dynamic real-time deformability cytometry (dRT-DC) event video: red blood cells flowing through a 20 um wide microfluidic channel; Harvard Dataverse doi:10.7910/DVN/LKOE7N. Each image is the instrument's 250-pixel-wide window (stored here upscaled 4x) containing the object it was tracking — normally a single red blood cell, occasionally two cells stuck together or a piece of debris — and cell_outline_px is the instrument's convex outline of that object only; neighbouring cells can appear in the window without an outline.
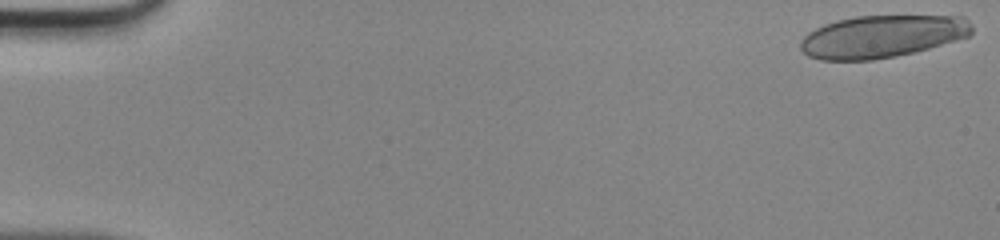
{"species": "human", "species_latin": "Homo sapiens", "temperature_condition": "room temperature", "stored_images_in_passage": 41, "camera_frame_rate_fps": 3000, "um_per_image_px": 0.085, "donor": {"sex": "male"}, "frame": {"image": 1, "passage_image": 1, "time_ms": 0.0, "image_size_px": [1000, 240], "cell_outline_px": [[972, 32], [968, 36], [928, 48], [912, 52], [872, 60], [820, 60], [808, 56], [800, 48], [800, 44], [804, 36], [808, 32], [824, 24], [856, 16], [964, 16], [968, 20], [972, 28]], "centroid_in_image_um": [74.95, 3.09], "position_along_channel_um": 10.1, "area_um2": 41.96}}
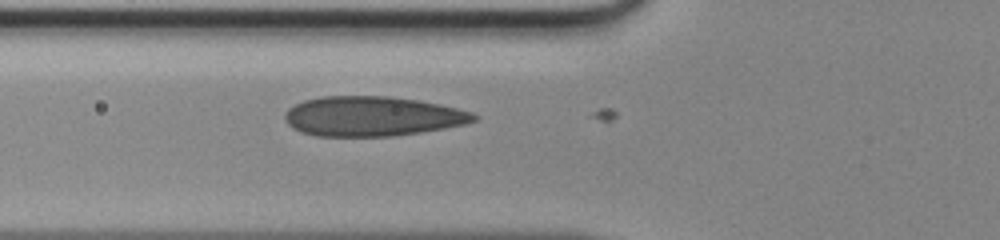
{"frame": {"image": 2, "passage_image": 18, "time_ms": 5.667, "image_size_px": [1000, 240], "cell_outline_px": [[480, 116], [476, 120], [464, 124], [444, 128], [420, 132], [392, 136], [316, 136], [300, 132], [292, 128], [284, 120], [284, 116], [288, 108], [304, 100], [324, 96], [388, 96], [420, 100], [440, 104], [472, 112]], "centroid_in_image_um": [31.64, 9.88], "position_along_channel_um": 94.2, "area_um2": 43.93}}
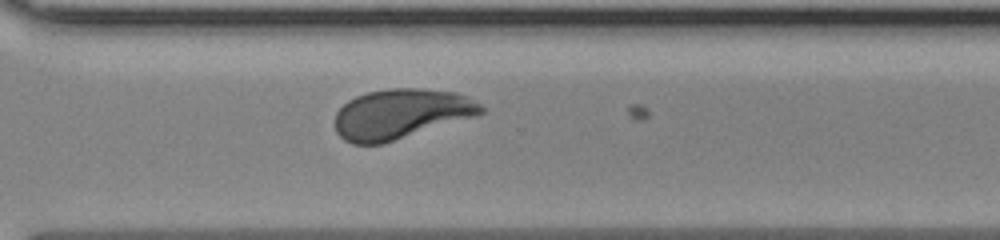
{"frame": {"image": 3, "passage_image": 35, "time_ms": 11.333, "image_size_px": [1000, 240], "cell_outline_px": [[484, 112], [476, 116], [384, 144], [352, 144], [344, 140], [336, 132], [336, 112], [348, 100], [356, 96], [368, 92], [388, 88], [420, 88], [456, 92], [480, 104], [484, 108]], "centroid_in_image_um": [34.06, 9.69], "position_along_channel_um": 336.5, "area_um2": 42.54}}